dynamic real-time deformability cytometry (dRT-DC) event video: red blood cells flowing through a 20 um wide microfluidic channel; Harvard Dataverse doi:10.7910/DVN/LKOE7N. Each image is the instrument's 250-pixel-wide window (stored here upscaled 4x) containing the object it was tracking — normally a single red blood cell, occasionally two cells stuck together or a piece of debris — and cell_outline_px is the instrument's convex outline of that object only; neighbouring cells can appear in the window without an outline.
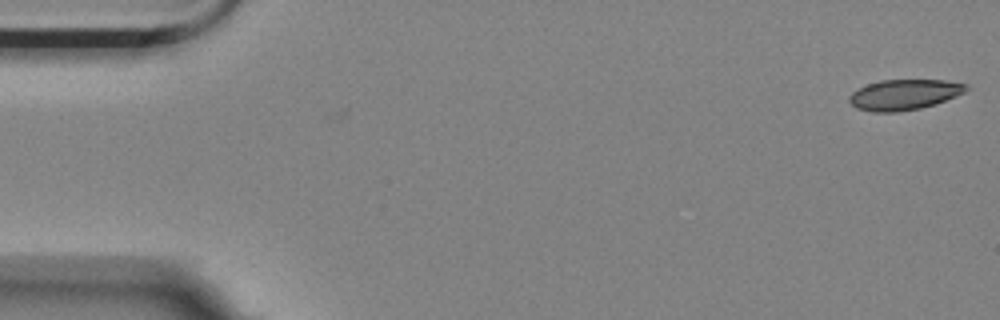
{"species": "Egyptian fruit bat (a non-hibernating species)", "species_latin": "Rousettus aegyptiacus", "temperature_condition": "room temperature", "stored_images_in_passage": 7, "camera_frame_rate_fps": 3000, "um_per_image_px": 0.085, "animal": {"sex": "female"}, "frame": {"image": 1, "passage_image": 1, "time_ms": 0.0, "image_size_px": [1000, 320], "cell_outline_px": [[968, 88], [964, 92], [956, 96], [936, 104], [920, 108], [896, 112], [872, 112], [856, 108], [848, 100], [848, 96], [852, 92], [868, 84], [880, 80], [944, 80], [968, 84]], "centroid_in_image_um": [76.85, 8.04], "position_along_channel_um": 8.1, "area_um2": 20.75}}